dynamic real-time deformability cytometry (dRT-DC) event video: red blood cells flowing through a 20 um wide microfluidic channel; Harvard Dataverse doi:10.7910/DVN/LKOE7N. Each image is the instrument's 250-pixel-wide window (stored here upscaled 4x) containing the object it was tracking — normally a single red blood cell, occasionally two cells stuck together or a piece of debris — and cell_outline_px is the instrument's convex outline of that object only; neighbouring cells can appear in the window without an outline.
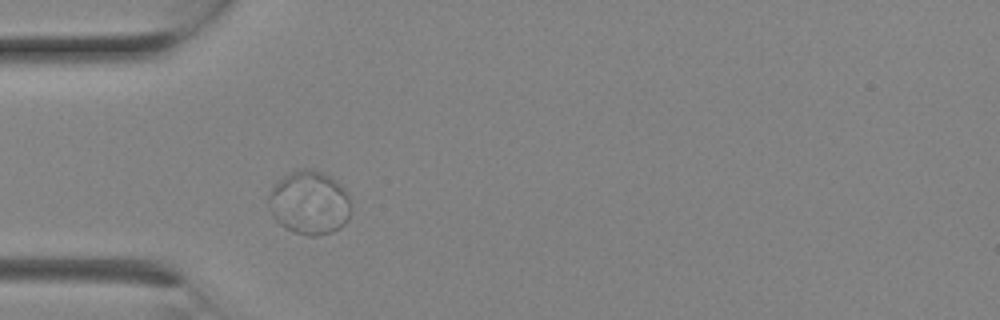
{"species": "Egyptian fruit bat (a non-hibernating species)", "species_latin": "Rousettus aegyptiacus", "temperature_condition": "room temperature", "stored_images_in_passage": 1, "camera_frame_rate_fps": 3000, "um_per_image_px": 0.085, "animal": {"sex": "female"}, "frame": {"image": 1, "passage_image": 1, "time_ms": 0.0, "image_size_px": [1000, 320], "cell_outline_px": [[348, 220], [340, 228], [332, 232], [316, 236], [308, 236], [284, 228], [276, 220], [268, 204], [268, 196], [272, 188], [284, 176], [300, 168], [312, 168], [324, 172], [336, 180], [348, 192]], "centroid_in_image_um": [26.3, 17.22], "position_along_channel_um": 58.7, "area_um2": 30.46}}